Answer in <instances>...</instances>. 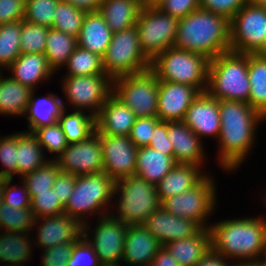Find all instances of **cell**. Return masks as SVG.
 <instances>
[{"label":"cell","mask_w":266,"mask_h":266,"mask_svg":"<svg viewBox=\"0 0 266 266\" xmlns=\"http://www.w3.org/2000/svg\"><path fill=\"white\" fill-rule=\"evenodd\" d=\"M159 80L151 69L113 79V94L136 118L157 117Z\"/></svg>","instance_id":"11"},{"label":"cell","mask_w":266,"mask_h":266,"mask_svg":"<svg viewBox=\"0 0 266 266\" xmlns=\"http://www.w3.org/2000/svg\"><path fill=\"white\" fill-rule=\"evenodd\" d=\"M150 266H180L171 253L162 246L151 261Z\"/></svg>","instance_id":"57"},{"label":"cell","mask_w":266,"mask_h":266,"mask_svg":"<svg viewBox=\"0 0 266 266\" xmlns=\"http://www.w3.org/2000/svg\"><path fill=\"white\" fill-rule=\"evenodd\" d=\"M102 64L105 74L112 80L150 69L151 61L140 48L136 26L112 34Z\"/></svg>","instance_id":"8"},{"label":"cell","mask_w":266,"mask_h":266,"mask_svg":"<svg viewBox=\"0 0 266 266\" xmlns=\"http://www.w3.org/2000/svg\"><path fill=\"white\" fill-rule=\"evenodd\" d=\"M103 172L115 182L135 174L137 147L129 136L100 135Z\"/></svg>","instance_id":"16"},{"label":"cell","mask_w":266,"mask_h":266,"mask_svg":"<svg viewBox=\"0 0 266 266\" xmlns=\"http://www.w3.org/2000/svg\"><path fill=\"white\" fill-rule=\"evenodd\" d=\"M64 108L57 120L68 144L88 139L96 132V117L87 111ZM87 112V113H86Z\"/></svg>","instance_id":"35"},{"label":"cell","mask_w":266,"mask_h":266,"mask_svg":"<svg viewBox=\"0 0 266 266\" xmlns=\"http://www.w3.org/2000/svg\"><path fill=\"white\" fill-rule=\"evenodd\" d=\"M55 162L60 171L75 176L103 172L100 134L96 131L86 140L68 144Z\"/></svg>","instance_id":"15"},{"label":"cell","mask_w":266,"mask_h":266,"mask_svg":"<svg viewBox=\"0 0 266 266\" xmlns=\"http://www.w3.org/2000/svg\"><path fill=\"white\" fill-rule=\"evenodd\" d=\"M32 133L37 137L44 153L47 152L46 158L52 155L49 160H56L68 146L65 134L58 122L52 125L40 126L34 129ZM48 154L49 156H47Z\"/></svg>","instance_id":"41"},{"label":"cell","mask_w":266,"mask_h":266,"mask_svg":"<svg viewBox=\"0 0 266 266\" xmlns=\"http://www.w3.org/2000/svg\"><path fill=\"white\" fill-rule=\"evenodd\" d=\"M150 148L158 150L165 155H173V144L168 139L167 121H159L154 128L150 144Z\"/></svg>","instance_id":"54"},{"label":"cell","mask_w":266,"mask_h":266,"mask_svg":"<svg viewBox=\"0 0 266 266\" xmlns=\"http://www.w3.org/2000/svg\"><path fill=\"white\" fill-rule=\"evenodd\" d=\"M67 266H103L93 247L82 236L75 244Z\"/></svg>","instance_id":"48"},{"label":"cell","mask_w":266,"mask_h":266,"mask_svg":"<svg viewBox=\"0 0 266 266\" xmlns=\"http://www.w3.org/2000/svg\"><path fill=\"white\" fill-rule=\"evenodd\" d=\"M76 242L60 243L41 250L40 266H67L71 252Z\"/></svg>","instance_id":"50"},{"label":"cell","mask_w":266,"mask_h":266,"mask_svg":"<svg viewBox=\"0 0 266 266\" xmlns=\"http://www.w3.org/2000/svg\"><path fill=\"white\" fill-rule=\"evenodd\" d=\"M60 0H26L24 20L52 28L54 12Z\"/></svg>","instance_id":"44"},{"label":"cell","mask_w":266,"mask_h":266,"mask_svg":"<svg viewBox=\"0 0 266 266\" xmlns=\"http://www.w3.org/2000/svg\"><path fill=\"white\" fill-rule=\"evenodd\" d=\"M67 2L77 9L90 13L97 12L103 0H62Z\"/></svg>","instance_id":"58"},{"label":"cell","mask_w":266,"mask_h":266,"mask_svg":"<svg viewBox=\"0 0 266 266\" xmlns=\"http://www.w3.org/2000/svg\"><path fill=\"white\" fill-rule=\"evenodd\" d=\"M32 90L10 76L0 74V116L22 118L26 113Z\"/></svg>","instance_id":"32"},{"label":"cell","mask_w":266,"mask_h":266,"mask_svg":"<svg viewBox=\"0 0 266 266\" xmlns=\"http://www.w3.org/2000/svg\"><path fill=\"white\" fill-rule=\"evenodd\" d=\"M201 92L193 86L159 81L157 118L161 121H183L187 109Z\"/></svg>","instance_id":"18"},{"label":"cell","mask_w":266,"mask_h":266,"mask_svg":"<svg viewBox=\"0 0 266 266\" xmlns=\"http://www.w3.org/2000/svg\"><path fill=\"white\" fill-rule=\"evenodd\" d=\"M59 171L60 168L55 160H49L32 173L23 176L20 180L26 185L28 192H44L53 187Z\"/></svg>","instance_id":"43"},{"label":"cell","mask_w":266,"mask_h":266,"mask_svg":"<svg viewBox=\"0 0 266 266\" xmlns=\"http://www.w3.org/2000/svg\"><path fill=\"white\" fill-rule=\"evenodd\" d=\"M230 49L266 53V9L249 1L230 20Z\"/></svg>","instance_id":"13"},{"label":"cell","mask_w":266,"mask_h":266,"mask_svg":"<svg viewBox=\"0 0 266 266\" xmlns=\"http://www.w3.org/2000/svg\"><path fill=\"white\" fill-rule=\"evenodd\" d=\"M164 247L180 266H195L211 248V232L202 228L196 235L170 241Z\"/></svg>","instance_id":"28"},{"label":"cell","mask_w":266,"mask_h":266,"mask_svg":"<svg viewBox=\"0 0 266 266\" xmlns=\"http://www.w3.org/2000/svg\"><path fill=\"white\" fill-rule=\"evenodd\" d=\"M178 21V18L156 6L142 7L135 26L139 34L140 48L150 61L161 52L174 47Z\"/></svg>","instance_id":"12"},{"label":"cell","mask_w":266,"mask_h":266,"mask_svg":"<svg viewBox=\"0 0 266 266\" xmlns=\"http://www.w3.org/2000/svg\"><path fill=\"white\" fill-rule=\"evenodd\" d=\"M76 176L70 173L59 171L56 175L53 191L57 195V200L65 206L74 190Z\"/></svg>","instance_id":"55"},{"label":"cell","mask_w":266,"mask_h":266,"mask_svg":"<svg viewBox=\"0 0 266 266\" xmlns=\"http://www.w3.org/2000/svg\"><path fill=\"white\" fill-rule=\"evenodd\" d=\"M25 3L26 0H0V25L24 20Z\"/></svg>","instance_id":"53"},{"label":"cell","mask_w":266,"mask_h":266,"mask_svg":"<svg viewBox=\"0 0 266 266\" xmlns=\"http://www.w3.org/2000/svg\"><path fill=\"white\" fill-rule=\"evenodd\" d=\"M12 181L4 178L3 203L14 208H30L31 197L26 185L22 180L21 185L13 184Z\"/></svg>","instance_id":"47"},{"label":"cell","mask_w":266,"mask_h":266,"mask_svg":"<svg viewBox=\"0 0 266 266\" xmlns=\"http://www.w3.org/2000/svg\"><path fill=\"white\" fill-rule=\"evenodd\" d=\"M143 225L162 246L194 236L202 229L198 223L172 215L161 206L148 216Z\"/></svg>","instance_id":"20"},{"label":"cell","mask_w":266,"mask_h":266,"mask_svg":"<svg viewBox=\"0 0 266 266\" xmlns=\"http://www.w3.org/2000/svg\"><path fill=\"white\" fill-rule=\"evenodd\" d=\"M114 189L115 181L105 172L76 176L74 190L64 206V214L82 225L89 222L91 215L95 214L97 218L107 215L113 211L110 205H114Z\"/></svg>","instance_id":"5"},{"label":"cell","mask_w":266,"mask_h":266,"mask_svg":"<svg viewBox=\"0 0 266 266\" xmlns=\"http://www.w3.org/2000/svg\"><path fill=\"white\" fill-rule=\"evenodd\" d=\"M174 47L209 60L230 49V20L201 8L179 19Z\"/></svg>","instance_id":"3"},{"label":"cell","mask_w":266,"mask_h":266,"mask_svg":"<svg viewBox=\"0 0 266 266\" xmlns=\"http://www.w3.org/2000/svg\"><path fill=\"white\" fill-rule=\"evenodd\" d=\"M156 7L172 17L181 19L200 8V0H161Z\"/></svg>","instance_id":"52"},{"label":"cell","mask_w":266,"mask_h":266,"mask_svg":"<svg viewBox=\"0 0 266 266\" xmlns=\"http://www.w3.org/2000/svg\"><path fill=\"white\" fill-rule=\"evenodd\" d=\"M161 247L144 225L128 226L121 266H150Z\"/></svg>","instance_id":"22"},{"label":"cell","mask_w":266,"mask_h":266,"mask_svg":"<svg viewBox=\"0 0 266 266\" xmlns=\"http://www.w3.org/2000/svg\"><path fill=\"white\" fill-rule=\"evenodd\" d=\"M209 61L200 54L170 47L151 61L150 69L159 81L193 86L203 93L208 85Z\"/></svg>","instance_id":"7"},{"label":"cell","mask_w":266,"mask_h":266,"mask_svg":"<svg viewBox=\"0 0 266 266\" xmlns=\"http://www.w3.org/2000/svg\"><path fill=\"white\" fill-rule=\"evenodd\" d=\"M167 133L173 144V158L176 163L204 166L207 162L204 141L183 121H167Z\"/></svg>","instance_id":"21"},{"label":"cell","mask_w":266,"mask_h":266,"mask_svg":"<svg viewBox=\"0 0 266 266\" xmlns=\"http://www.w3.org/2000/svg\"><path fill=\"white\" fill-rule=\"evenodd\" d=\"M92 227L83 224V237L93 247L103 266H121L127 225L115 218L111 213L98 217Z\"/></svg>","instance_id":"14"},{"label":"cell","mask_w":266,"mask_h":266,"mask_svg":"<svg viewBox=\"0 0 266 266\" xmlns=\"http://www.w3.org/2000/svg\"><path fill=\"white\" fill-rule=\"evenodd\" d=\"M136 116L113 93L96 116V131L100 135L129 136Z\"/></svg>","instance_id":"23"},{"label":"cell","mask_w":266,"mask_h":266,"mask_svg":"<svg viewBox=\"0 0 266 266\" xmlns=\"http://www.w3.org/2000/svg\"><path fill=\"white\" fill-rule=\"evenodd\" d=\"M21 21L0 25V70L4 72L21 54Z\"/></svg>","instance_id":"39"},{"label":"cell","mask_w":266,"mask_h":266,"mask_svg":"<svg viewBox=\"0 0 266 266\" xmlns=\"http://www.w3.org/2000/svg\"><path fill=\"white\" fill-rule=\"evenodd\" d=\"M77 46L76 37L54 28H49L44 55L49 67L55 74H58L59 72L57 71L59 70H64L62 68H64Z\"/></svg>","instance_id":"36"},{"label":"cell","mask_w":266,"mask_h":266,"mask_svg":"<svg viewBox=\"0 0 266 266\" xmlns=\"http://www.w3.org/2000/svg\"><path fill=\"white\" fill-rule=\"evenodd\" d=\"M253 4L258 5L260 7H264L266 9V0H250Z\"/></svg>","instance_id":"62"},{"label":"cell","mask_w":266,"mask_h":266,"mask_svg":"<svg viewBox=\"0 0 266 266\" xmlns=\"http://www.w3.org/2000/svg\"><path fill=\"white\" fill-rule=\"evenodd\" d=\"M203 166L177 163L162 180L157 183L156 190L160 203L172 196L182 194L199 184L209 172Z\"/></svg>","instance_id":"25"},{"label":"cell","mask_w":266,"mask_h":266,"mask_svg":"<svg viewBox=\"0 0 266 266\" xmlns=\"http://www.w3.org/2000/svg\"><path fill=\"white\" fill-rule=\"evenodd\" d=\"M4 178L0 177V205L3 202Z\"/></svg>","instance_id":"61"},{"label":"cell","mask_w":266,"mask_h":266,"mask_svg":"<svg viewBox=\"0 0 266 266\" xmlns=\"http://www.w3.org/2000/svg\"><path fill=\"white\" fill-rule=\"evenodd\" d=\"M161 0H141L140 3L143 7L157 6Z\"/></svg>","instance_id":"60"},{"label":"cell","mask_w":266,"mask_h":266,"mask_svg":"<svg viewBox=\"0 0 266 266\" xmlns=\"http://www.w3.org/2000/svg\"><path fill=\"white\" fill-rule=\"evenodd\" d=\"M0 177L13 179L17 177V132L0 136Z\"/></svg>","instance_id":"46"},{"label":"cell","mask_w":266,"mask_h":266,"mask_svg":"<svg viewBox=\"0 0 266 266\" xmlns=\"http://www.w3.org/2000/svg\"><path fill=\"white\" fill-rule=\"evenodd\" d=\"M29 194L31 197L30 209L36 219L64 214V205L57 200V195L52 188L44 192H29Z\"/></svg>","instance_id":"45"},{"label":"cell","mask_w":266,"mask_h":266,"mask_svg":"<svg viewBox=\"0 0 266 266\" xmlns=\"http://www.w3.org/2000/svg\"><path fill=\"white\" fill-rule=\"evenodd\" d=\"M49 27L21 21V53L44 54Z\"/></svg>","instance_id":"42"},{"label":"cell","mask_w":266,"mask_h":266,"mask_svg":"<svg viewBox=\"0 0 266 266\" xmlns=\"http://www.w3.org/2000/svg\"><path fill=\"white\" fill-rule=\"evenodd\" d=\"M114 197L110 213L127 226L143 225L161 205L156 186L135 174L115 182Z\"/></svg>","instance_id":"6"},{"label":"cell","mask_w":266,"mask_h":266,"mask_svg":"<svg viewBox=\"0 0 266 266\" xmlns=\"http://www.w3.org/2000/svg\"><path fill=\"white\" fill-rule=\"evenodd\" d=\"M60 79L65 98H62L63 107L87 111L95 117L113 92V80L107 74L63 76Z\"/></svg>","instance_id":"10"},{"label":"cell","mask_w":266,"mask_h":266,"mask_svg":"<svg viewBox=\"0 0 266 266\" xmlns=\"http://www.w3.org/2000/svg\"><path fill=\"white\" fill-rule=\"evenodd\" d=\"M250 0H200V8L231 20Z\"/></svg>","instance_id":"51"},{"label":"cell","mask_w":266,"mask_h":266,"mask_svg":"<svg viewBox=\"0 0 266 266\" xmlns=\"http://www.w3.org/2000/svg\"><path fill=\"white\" fill-rule=\"evenodd\" d=\"M37 90L32 91L30 101L26 109L24 118L27 119V130L32 132L34 129L43 125H52L57 122L62 110L64 109L62 98L54 92H49L44 96L37 97Z\"/></svg>","instance_id":"26"},{"label":"cell","mask_w":266,"mask_h":266,"mask_svg":"<svg viewBox=\"0 0 266 266\" xmlns=\"http://www.w3.org/2000/svg\"><path fill=\"white\" fill-rule=\"evenodd\" d=\"M35 215L30 208H14L2 202L0 205V231L33 233Z\"/></svg>","instance_id":"38"},{"label":"cell","mask_w":266,"mask_h":266,"mask_svg":"<svg viewBox=\"0 0 266 266\" xmlns=\"http://www.w3.org/2000/svg\"><path fill=\"white\" fill-rule=\"evenodd\" d=\"M30 234L0 231V266H26L32 261L36 247Z\"/></svg>","instance_id":"29"},{"label":"cell","mask_w":266,"mask_h":266,"mask_svg":"<svg viewBox=\"0 0 266 266\" xmlns=\"http://www.w3.org/2000/svg\"><path fill=\"white\" fill-rule=\"evenodd\" d=\"M263 192H265L261 197L263 198V199H261V200H264V204L266 205V191H263Z\"/></svg>","instance_id":"63"},{"label":"cell","mask_w":266,"mask_h":266,"mask_svg":"<svg viewBox=\"0 0 266 266\" xmlns=\"http://www.w3.org/2000/svg\"><path fill=\"white\" fill-rule=\"evenodd\" d=\"M64 67L67 72L63 76L106 75L102 57L79 46L73 51Z\"/></svg>","instance_id":"37"},{"label":"cell","mask_w":266,"mask_h":266,"mask_svg":"<svg viewBox=\"0 0 266 266\" xmlns=\"http://www.w3.org/2000/svg\"><path fill=\"white\" fill-rule=\"evenodd\" d=\"M255 216L211 222V248L230 263L266 257V215Z\"/></svg>","instance_id":"2"},{"label":"cell","mask_w":266,"mask_h":266,"mask_svg":"<svg viewBox=\"0 0 266 266\" xmlns=\"http://www.w3.org/2000/svg\"><path fill=\"white\" fill-rule=\"evenodd\" d=\"M9 76L32 91L41 83L49 82L55 73L49 67L44 54L21 53L6 69Z\"/></svg>","instance_id":"24"},{"label":"cell","mask_w":266,"mask_h":266,"mask_svg":"<svg viewBox=\"0 0 266 266\" xmlns=\"http://www.w3.org/2000/svg\"><path fill=\"white\" fill-rule=\"evenodd\" d=\"M211 175V176H210ZM209 173L199 184L182 194L169 197L161 207L170 214L192 220L202 228H209L211 216L217 208V181Z\"/></svg>","instance_id":"9"},{"label":"cell","mask_w":266,"mask_h":266,"mask_svg":"<svg viewBox=\"0 0 266 266\" xmlns=\"http://www.w3.org/2000/svg\"><path fill=\"white\" fill-rule=\"evenodd\" d=\"M230 266H266V257L255 260H242L230 263Z\"/></svg>","instance_id":"59"},{"label":"cell","mask_w":266,"mask_h":266,"mask_svg":"<svg viewBox=\"0 0 266 266\" xmlns=\"http://www.w3.org/2000/svg\"><path fill=\"white\" fill-rule=\"evenodd\" d=\"M112 34L99 11L90 12L86 14L81 31L76 38L77 45L102 57L111 43Z\"/></svg>","instance_id":"27"},{"label":"cell","mask_w":266,"mask_h":266,"mask_svg":"<svg viewBox=\"0 0 266 266\" xmlns=\"http://www.w3.org/2000/svg\"><path fill=\"white\" fill-rule=\"evenodd\" d=\"M160 120L157 117H141L136 118L132 126L129 138L132 143L137 147H145L150 144L155 125Z\"/></svg>","instance_id":"49"},{"label":"cell","mask_w":266,"mask_h":266,"mask_svg":"<svg viewBox=\"0 0 266 266\" xmlns=\"http://www.w3.org/2000/svg\"><path fill=\"white\" fill-rule=\"evenodd\" d=\"M177 163L173 155H165L149 146L137 149L135 175L156 185Z\"/></svg>","instance_id":"30"},{"label":"cell","mask_w":266,"mask_h":266,"mask_svg":"<svg viewBox=\"0 0 266 266\" xmlns=\"http://www.w3.org/2000/svg\"><path fill=\"white\" fill-rule=\"evenodd\" d=\"M86 14L87 12L81 11L75 6L60 0L54 12L52 28L77 38Z\"/></svg>","instance_id":"40"},{"label":"cell","mask_w":266,"mask_h":266,"mask_svg":"<svg viewBox=\"0 0 266 266\" xmlns=\"http://www.w3.org/2000/svg\"><path fill=\"white\" fill-rule=\"evenodd\" d=\"M220 132L217 139V165L230 174L238 171L257 142L260 123L266 119L248 103L219 100ZM233 171V172H232Z\"/></svg>","instance_id":"1"},{"label":"cell","mask_w":266,"mask_h":266,"mask_svg":"<svg viewBox=\"0 0 266 266\" xmlns=\"http://www.w3.org/2000/svg\"><path fill=\"white\" fill-rule=\"evenodd\" d=\"M249 105L266 119V53L248 54Z\"/></svg>","instance_id":"34"},{"label":"cell","mask_w":266,"mask_h":266,"mask_svg":"<svg viewBox=\"0 0 266 266\" xmlns=\"http://www.w3.org/2000/svg\"><path fill=\"white\" fill-rule=\"evenodd\" d=\"M142 7L139 0H103L98 11L115 33L135 26Z\"/></svg>","instance_id":"31"},{"label":"cell","mask_w":266,"mask_h":266,"mask_svg":"<svg viewBox=\"0 0 266 266\" xmlns=\"http://www.w3.org/2000/svg\"><path fill=\"white\" fill-rule=\"evenodd\" d=\"M32 235L34 246L40 250L56 246L60 243L77 242L83 236V225L65 214L37 218Z\"/></svg>","instance_id":"17"},{"label":"cell","mask_w":266,"mask_h":266,"mask_svg":"<svg viewBox=\"0 0 266 266\" xmlns=\"http://www.w3.org/2000/svg\"><path fill=\"white\" fill-rule=\"evenodd\" d=\"M206 92L217 100L249 104L248 54L229 50L210 60Z\"/></svg>","instance_id":"4"},{"label":"cell","mask_w":266,"mask_h":266,"mask_svg":"<svg viewBox=\"0 0 266 266\" xmlns=\"http://www.w3.org/2000/svg\"><path fill=\"white\" fill-rule=\"evenodd\" d=\"M45 157L46 153L32 132H17V176L20 179L48 162L49 158Z\"/></svg>","instance_id":"33"},{"label":"cell","mask_w":266,"mask_h":266,"mask_svg":"<svg viewBox=\"0 0 266 266\" xmlns=\"http://www.w3.org/2000/svg\"><path fill=\"white\" fill-rule=\"evenodd\" d=\"M183 122L201 141L206 137L217 141L221 127L219 100L207 92L200 93L187 109Z\"/></svg>","instance_id":"19"},{"label":"cell","mask_w":266,"mask_h":266,"mask_svg":"<svg viewBox=\"0 0 266 266\" xmlns=\"http://www.w3.org/2000/svg\"><path fill=\"white\" fill-rule=\"evenodd\" d=\"M195 266H230V262L210 248Z\"/></svg>","instance_id":"56"}]
</instances>
